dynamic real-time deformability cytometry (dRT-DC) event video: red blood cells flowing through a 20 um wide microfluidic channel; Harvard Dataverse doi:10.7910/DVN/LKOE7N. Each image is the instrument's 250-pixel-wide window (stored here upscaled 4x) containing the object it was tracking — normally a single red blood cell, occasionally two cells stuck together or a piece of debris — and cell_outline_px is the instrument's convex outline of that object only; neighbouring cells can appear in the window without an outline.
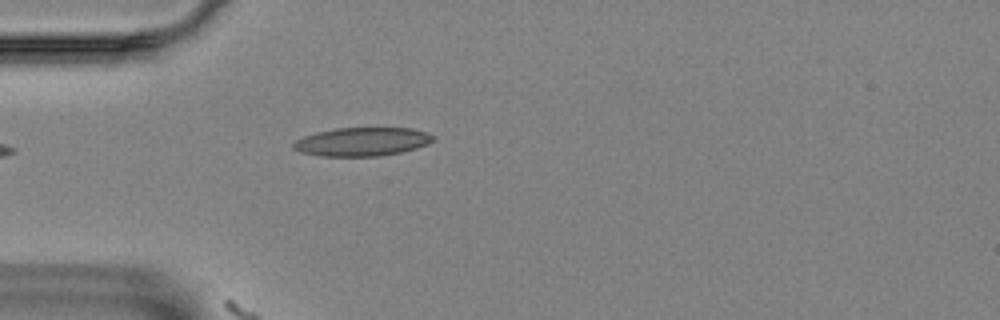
{"species": "Egyptian fruit bat (a non-hibernating species)", "species_latin": "Rousettus aegyptiacus", "temperature_condition": "room temperature", "stored_images_in_passage": 4, "camera_frame_rate_fps": 3000, "um_per_image_px": 0.085, "animal": {"sex": "female"}, "frame": {"image": 1, "passage_image": 4, "time_ms": 1.0, "image_size_px": [1000, 320], "cell_outline_px": [[436, 136], [428, 144], [416, 148], [400, 152], [380, 156], [320, 156], [300, 152], [292, 148], [292, 144], [296, 140], [304, 136], [316, 132], [336, 128], [412, 128]], "centroid_in_image_um": [30.75, 12.05], "position_along_channel_um": 54.2, "area_um2": 23.24}}